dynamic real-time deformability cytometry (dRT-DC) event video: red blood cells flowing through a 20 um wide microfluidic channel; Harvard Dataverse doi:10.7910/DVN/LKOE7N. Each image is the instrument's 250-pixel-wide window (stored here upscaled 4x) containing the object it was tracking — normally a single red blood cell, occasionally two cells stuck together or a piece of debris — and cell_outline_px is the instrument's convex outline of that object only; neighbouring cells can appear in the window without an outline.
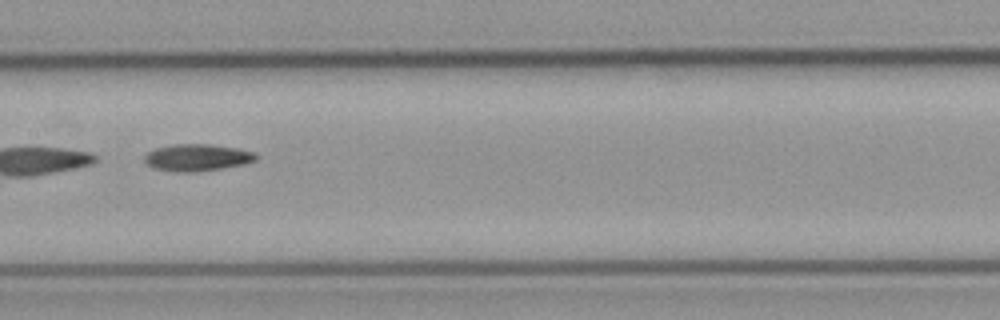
{"species": "common noctule bat (a hibernating species)", "species_latin": "Nyctalus noctula", "temperature_condition": "cold", "stored_images_in_passage": 9, "camera_frame_rate_fps": 3000, "um_per_image_px": 0.085, "animal": {"sex": "male", "body_mass_g": 23.1, "forearm_length_mm": 52.7}, "frame": {"image": 1, "passage_image": 8, "time_ms": 8.333, "image_size_px": [1000, 320], "cell_outline_px": [[260, 156], [256, 160], [244, 164], [220, 168], [192, 172], [176, 172], [152, 168], [144, 160], [144, 156], [148, 152], [156, 148], [176, 144], [208, 144], [240, 148], [256, 152]], "centroid_in_image_um": [16.8, 13.38], "position_along_channel_um": 190.6, "area_um2": 17.57}}